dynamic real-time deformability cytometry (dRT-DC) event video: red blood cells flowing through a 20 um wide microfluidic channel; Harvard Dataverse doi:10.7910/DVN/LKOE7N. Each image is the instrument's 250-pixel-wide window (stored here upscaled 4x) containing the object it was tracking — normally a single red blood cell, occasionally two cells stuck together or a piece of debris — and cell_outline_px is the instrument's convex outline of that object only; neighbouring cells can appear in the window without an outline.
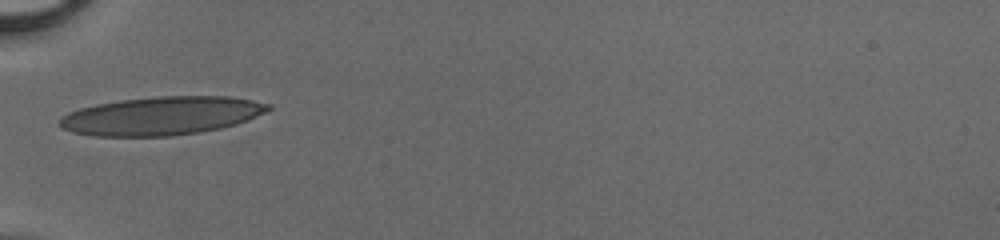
{"species": "human", "species_latin": "Homo sapiens", "temperature_condition": "cold", "stored_images_in_passage": 31, "camera_frame_rate_fps": 3000, "um_per_image_px": 0.085, "donor": {"sex": "male"}, "frame": {"image": 1, "passage_image": 1, "time_ms": 0.0, "image_size_px": [1000, 240], "cell_outline_px": [[272, 108], [256, 116], [236, 124], [220, 128], [200, 132], [172, 136], [92, 136], [72, 132], [60, 128], [56, 124], [56, 120], [60, 116], [68, 112], [80, 108], [96, 104], [120, 100], [156, 96], [228, 96], [252, 100], [272, 104]], "centroid_in_image_um": [13.66, 9.84], "position_along_channel_um": 71.3, "area_um2": 46.99}}
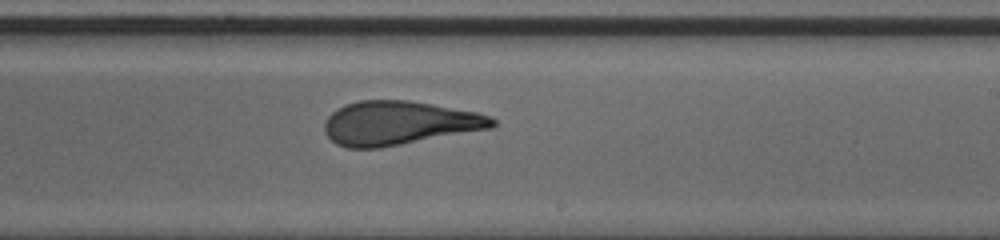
{"frame": {"image": 2, "passage_image": 14, "time_ms": 4.333, "image_size_px": [1000, 240], "cell_outline_px": [[496, 124], [492, 128], [380, 148], [348, 148], [336, 144], [324, 132], [324, 120], [336, 108], [344, 104], [360, 100], [408, 100], [432, 104], [476, 112], [488, 116], [496, 120]], "centroid_in_image_um": [33.87, 10.46], "position_along_channel_um": 255.1, "area_um2": 42.95}}
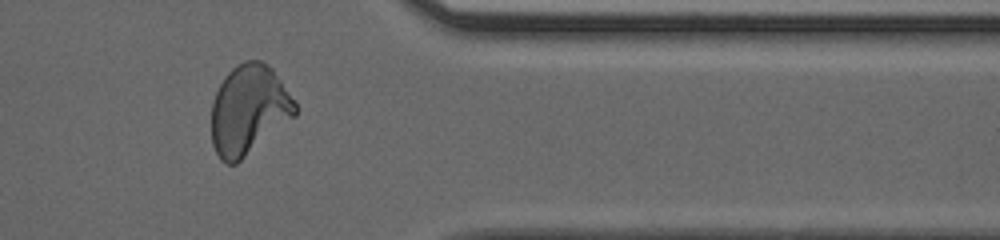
{"frame": {"image": 3, "passage_image": 24, "time_ms": 7.667, "image_size_px": [1000, 240], "cell_outline_px": [[296, 116], [236, 164], [224, 164], [220, 160], [212, 144], [212, 100], [224, 76], [232, 68], [244, 60], [260, 60], [272, 68], [296, 100]], "centroid_in_image_um": [21.15, 9.34], "position_along_channel_um": 390.2, "area_um2": 43.99}}